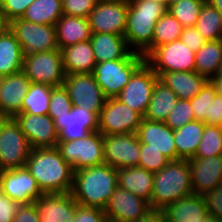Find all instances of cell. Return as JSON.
<instances>
[{"label":"cell","instance_id":"obj_1","mask_svg":"<svg viewBox=\"0 0 222 222\" xmlns=\"http://www.w3.org/2000/svg\"><path fill=\"white\" fill-rule=\"evenodd\" d=\"M26 168L43 193L72 191L74 170L56 147L31 149Z\"/></svg>","mask_w":222,"mask_h":222},{"label":"cell","instance_id":"obj_2","mask_svg":"<svg viewBox=\"0 0 222 222\" xmlns=\"http://www.w3.org/2000/svg\"><path fill=\"white\" fill-rule=\"evenodd\" d=\"M117 187V169L102 164L74 171L71 194L79 205L104 210Z\"/></svg>","mask_w":222,"mask_h":222},{"label":"cell","instance_id":"obj_3","mask_svg":"<svg viewBox=\"0 0 222 222\" xmlns=\"http://www.w3.org/2000/svg\"><path fill=\"white\" fill-rule=\"evenodd\" d=\"M168 7L153 0H131L128 2L126 30L128 46L146 57L152 51L153 30Z\"/></svg>","mask_w":222,"mask_h":222},{"label":"cell","instance_id":"obj_4","mask_svg":"<svg viewBox=\"0 0 222 222\" xmlns=\"http://www.w3.org/2000/svg\"><path fill=\"white\" fill-rule=\"evenodd\" d=\"M193 194L187 159L170 161L154 173L151 209L163 210L167 205Z\"/></svg>","mask_w":222,"mask_h":222},{"label":"cell","instance_id":"obj_5","mask_svg":"<svg viewBox=\"0 0 222 222\" xmlns=\"http://www.w3.org/2000/svg\"><path fill=\"white\" fill-rule=\"evenodd\" d=\"M145 63V57L132 51L126 58L97 63L93 75L106 98H116L133 74Z\"/></svg>","mask_w":222,"mask_h":222},{"label":"cell","instance_id":"obj_6","mask_svg":"<svg viewBox=\"0 0 222 222\" xmlns=\"http://www.w3.org/2000/svg\"><path fill=\"white\" fill-rule=\"evenodd\" d=\"M56 148L74 171L105 164L103 135L99 131L91 132L85 138L58 141Z\"/></svg>","mask_w":222,"mask_h":222},{"label":"cell","instance_id":"obj_7","mask_svg":"<svg viewBox=\"0 0 222 222\" xmlns=\"http://www.w3.org/2000/svg\"><path fill=\"white\" fill-rule=\"evenodd\" d=\"M22 71L31 83L63 86L65 73L60 49L24 55Z\"/></svg>","mask_w":222,"mask_h":222},{"label":"cell","instance_id":"obj_8","mask_svg":"<svg viewBox=\"0 0 222 222\" xmlns=\"http://www.w3.org/2000/svg\"><path fill=\"white\" fill-rule=\"evenodd\" d=\"M31 146L14 118H6L0 128V171L26 166Z\"/></svg>","mask_w":222,"mask_h":222},{"label":"cell","instance_id":"obj_9","mask_svg":"<svg viewBox=\"0 0 222 222\" xmlns=\"http://www.w3.org/2000/svg\"><path fill=\"white\" fill-rule=\"evenodd\" d=\"M145 63L157 74L171 71H195V52L180 39L153 49Z\"/></svg>","mask_w":222,"mask_h":222},{"label":"cell","instance_id":"obj_10","mask_svg":"<svg viewBox=\"0 0 222 222\" xmlns=\"http://www.w3.org/2000/svg\"><path fill=\"white\" fill-rule=\"evenodd\" d=\"M9 28L15 34L24 55L59 49L54 25L17 18L9 23Z\"/></svg>","mask_w":222,"mask_h":222},{"label":"cell","instance_id":"obj_11","mask_svg":"<svg viewBox=\"0 0 222 222\" xmlns=\"http://www.w3.org/2000/svg\"><path fill=\"white\" fill-rule=\"evenodd\" d=\"M143 116L117 98H107L98 116L102 135L136 133Z\"/></svg>","mask_w":222,"mask_h":222},{"label":"cell","instance_id":"obj_12","mask_svg":"<svg viewBox=\"0 0 222 222\" xmlns=\"http://www.w3.org/2000/svg\"><path fill=\"white\" fill-rule=\"evenodd\" d=\"M63 86L67 90L73 106L100 115L107 98L92 73L66 75Z\"/></svg>","mask_w":222,"mask_h":222},{"label":"cell","instance_id":"obj_13","mask_svg":"<svg viewBox=\"0 0 222 222\" xmlns=\"http://www.w3.org/2000/svg\"><path fill=\"white\" fill-rule=\"evenodd\" d=\"M128 1L98 0L88 20L92 33H110L124 36Z\"/></svg>","mask_w":222,"mask_h":222},{"label":"cell","instance_id":"obj_14","mask_svg":"<svg viewBox=\"0 0 222 222\" xmlns=\"http://www.w3.org/2000/svg\"><path fill=\"white\" fill-rule=\"evenodd\" d=\"M158 80V75L144 63L133 74L116 98L144 117L149 107L155 83Z\"/></svg>","mask_w":222,"mask_h":222},{"label":"cell","instance_id":"obj_15","mask_svg":"<svg viewBox=\"0 0 222 222\" xmlns=\"http://www.w3.org/2000/svg\"><path fill=\"white\" fill-rule=\"evenodd\" d=\"M105 164L113 168L138 166L140 142L136 133L103 135Z\"/></svg>","mask_w":222,"mask_h":222},{"label":"cell","instance_id":"obj_16","mask_svg":"<svg viewBox=\"0 0 222 222\" xmlns=\"http://www.w3.org/2000/svg\"><path fill=\"white\" fill-rule=\"evenodd\" d=\"M0 186L4 195L21 204H33L43 195L26 166L0 171Z\"/></svg>","mask_w":222,"mask_h":222},{"label":"cell","instance_id":"obj_17","mask_svg":"<svg viewBox=\"0 0 222 222\" xmlns=\"http://www.w3.org/2000/svg\"><path fill=\"white\" fill-rule=\"evenodd\" d=\"M58 141H72L85 138L98 131V115L84 108L73 106L71 111L54 119Z\"/></svg>","mask_w":222,"mask_h":222},{"label":"cell","instance_id":"obj_18","mask_svg":"<svg viewBox=\"0 0 222 222\" xmlns=\"http://www.w3.org/2000/svg\"><path fill=\"white\" fill-rule=\"evenodd\" d=\"M25 134L31 149L54 148L58 143V133L54 120L48 115L19 113L14 117Z\"/></svg>","mask_w":222,"mask_h":222},{"label":"cell","instance_id":"obj_19","mask_svg":"<svg viewBox=\"0 0 222 222\" xmlns=\"http://www.w3.org/2000/svg\"><path fill=\"white\" fill-rule=\"evenodd\" d=\"M151 210L149 203L133 193L117 187L104 213L109 222H135Z\"/></svg>","mask_w":222,"mask_h":222},{"label":"cell","instance_id":"obj_20","mask_svg":"<svg viewBox=\"0 0 222 222\" xmlns=\"http://www.w3.org/2000/svg\"><path fill=\"white\" fill-rule=\"evenodd\" d=\"M31 81L23 71L0 77V116L14 118L21 113Z\"/></svg>","mask_w":222,"mask_h":222},{"label":"cell","instance_id":"obj_21","mask_svg":"<svg viewBox=\"0 0 222 222\" xmlns=\"http://www.w3.org/2000/svg\"><path fill=\"white\" fill-rule=\"evenodd\" d=\"M136 134L140 144H146V149L160 151L170 161L177 160L174 130L164 122L149 121L143 118Z\"/></svg>","mask_w":222,"mask_h":222},{"label":"cell","instance_id":"obj_22","mask_svg":"<svg viewBox=\"0 0 222 222\" xmlns=\"http://www.w3.org/2000/svg\"><path fill=\"white\" fill-rule=\"evenodd\" d=\"M194 194L204 195L222 184V155L188 159Z\"/></svg>","mask_w":222,"mask_h":222},{"label":"cell","instance_id":"obj_23","mask_svg":"<svg viewBox=\"0 0 222 222\" xmlns=\"http://www.w3.org/2000/svg\"><path fill=\"white\" fill-rule=\"evenodd\" d=\"M39 213L40 222H71L75 213L77 202L71 192L43 193L34 201Z\"/></svg>","mask_w":222,"mask_h":222},{"label":"cell","instance_id":"obj_24","mask_svg":"<svg viewBox=\"0 0 222 222\" xmlns=\"http://www.w3.org/2000/svg\"><path fill=\"white\" fill-rule=\"evenodd\" d=\"M162 211L166 222H203L209 214L203 195L194 193L167 205Z\"/></svg>","mask_w":222,"mask_h":222},{"label":"cell","instance_id":"obj_25","mask_svg":"<svg viewBox=\"0 0 222 222\" xmlns=\"http://www.w3.org/2000/svg\"><path fill=\"white\" fill-rule=\"evenodd\" d=\"M65 75L93 73L97 64L90 40L61 49Z\"/></svg>","mask_w":222,"mask_h":222},{"label":"cell","instance_id":"obj_26","mask_svg":"<svg viewBox=\"0 0 222 222\" xmlns=\"http://www.w3.org/2000/svg\"><path fill=\"white\" fill-rule=\"evenodd\" d=\"M159 81L169 87L178 99L190 100L196 96L208 81L196 71H171L160 73Z\"/></svg>","mask_w":222,"mask_h":222},{"label":"cell","instance_id":"obj_27","mask_svg":"<svg viewBox=\"0 0 222 222\" xmlns=\"http://www.w3.org/2000/svg\"><path fill=\"white\" fill-rule=\"evenodd\" d=\"M118 187L151 203L154 173L134 166L117 169Z\"/></svg>","mask_w":222,"mask_h":222},{"label":"cell","instance_id":"obj_28","mask_svg":"<svg viewBox=\"0 0 222 222\" xmlns=\"http://www.w3.org/2000/svg\"><path fill=\"white\" fill-rule=\"evenodd\" d=\"M96 63L126 58L133 50L124 36L110 33H92L90 39Z\"/></svg>","mask_w":222,"mask_h":222},{"label":"cell","instance_id":"obj_29","mask_svg":"<svg viewBox=\"0 0 222 222\" xmlns=\"http://www.w3.org/2000/svg\"><path fill=\"white\" fill-rule=\"evenodd\" d=\"M56 36L59 49L91 39V28L87 17L62 15L56 22Z\"/></svg>","mask_w":222,"mask_h":222},{"label":"cell","instance_id":"obj_30","mask_svg":"<svg viewBox=\"0 0 222 222\" xmlns=\"http://www.w3.org/2000/svg\"><path fill=\"white\" fill-rule=\"evenodd\" d=\"M24 54L15 34L8 28L0 35V77L22 71Z\"/></svg>","mask_w":222,"mask_h":222},{"label":"cell","instance_id":"obj_31","mask_svg":"<svg viewBox=\"0 0 222 222\" xmlns=\"http://www.w3.org/2000/svg\"><path fill=\"white\" fill-rule=\"evenodd\" d=\"M205 123L194 120L174 130L177 160L190 159L195 156L203 136Z\"/></svg>","mask_w":222,"mask_h":222},{"label":"cell","instance_id":"obj_32","mask_svg":"<svg viewBox=\"0 0 222 222\" xmlns=\"http://www.w3.org/2000/svg\"><path fill=\"white\" fill-rule=\"evenodd\" d=\"M195 71L208 80L222 71V40L207 41L195 53Z\"/></svg>","mask_w":222,"mask_h":222},{"label":"cell","instance_id":"obj_33","mask_svg":"<svg viewBox=\"0 0 222 222\" xmlns=\"http://www.w3.org/2000/svg\"><path fill=\"white\" fill-rule=\"evenodd\" d=\"M177 101V95L158 80L155 83L149 107L144 118L149 121L165 122Z\"/></svg>","mask_w":222,"mask_h":222},{"label":"cell","instance_id":"obj_34","mask_svg":"<svg viewBox=\"0 0 222 222\" xmlns=\"http://www.w3.org/2000/svg\"><path fill=\"white\" fill-rule=\"evenodd\" d=\"M62 15V0H35L26 9L22 19L37 24L55 26Z\"/></svg>","mask_w":222,"mask_h":222},{"label":"cell","instance_id":"obj_35","mask_svg":"<svg viewBox=\"0 0 222 222\" xmlns=\"http://www.w3.org/2000/svg\"><path fill=\"white\" fill-rule=\"evenodd\" d=\"M195 28L206 41L222 40V14L208 1H205Z\"/></svg>","mask_w":222,"mask_h":222},{"label":"cell","instance_id":"obj_36","mask_svg":"<svg viewBox=\"0 0 222 222\" xmlns=\"http://www.w3.org/2000/svg\"><path fill=\"white\" fill-rule=\"evenodd\" d=\"M51 86L41 83H31L24 97L21 113L46 115L49 110Z\"/></svg>","mask_w":222,"mask_h":222},{"label":"cell","instance_id":"obj_37","mask_svg":"<svg viewBox=\"0 0 222 222\" xmlns=\"http://www.w3.org/2000/svg\"><path fill=\"white\" fill-rule=\"evenodd\" d=\"M184 27L168 11L156 22L153 30L152 50L180 39Z\"/></svg>","mask_w":222,"mask_h":222},{"label":"cell","instance_id":"obj_38","mask_svg":"<svg viewBox=\"0 0 222 222\" xmlns=\"http://www.w3.org/2000/svg\"><path fill=\"white\" fill-rule=\"evenodd\" d=\"M206 0H181L168 6L167 11L174 16L181 25L193 27L196 24L201 7Z\"/></svg>","mask_w":222,"mask_h":222},{"label":"cell","instance_id":"obj_39","mask_svg":"<svg viewBox=\"0 0 222 222\" xmlns=\"http://www.w3.org/2000/svg\"><path fill=\"white\" fill-rule=\"evenodd\" d=\"M222 155V127L205 124L203 136L193 158Z\"/></svg>","mask_w":222,"mask_h":222},{"label":"cell","instance_id":"obj_40","mask_svg":"<svg viewBox=\"0 0 222 222\" xmlns=\"http://www.w3.org/2000/svg\"><path fill=\"white\" fill-rule=\"evenodd\" d=\"M194 120L195 117L190 101L185 99H178L175 107L167 116L164 123L172 130H175Z\"/></svg>","mask_w":222,"mask_h":222},{"label":"cell","instance_id":"obj_41","mask_svg":"<svg viewBox=\"0 0 222 222\" xmlns=\"http://www.w3.org/2000/svg\"><path fill=\"white\" fill-rule=\"evenodd\" d=\"M216 93L214 85L208 80L202 87L201 91L190 99L191 107L195 120L204 121L206 115H209L210 97H214Z\"/></svg>","mask_w":222,"mask_h":222},{"label":"cell","instance_id":"obj_42","mask_svg":"<svg viewBox=\"0 0 222 222\" xmlns=\"http://www.w3.org/2000/svg\"><path fill=\"white\" fill-rule=\"evenodd\" d=\"M73 105L64 86L53 87L49 102L48 115L54 120L57 116H63L71 111Z\"/></svg>","mask_w":222,"mask_h":222},{"label":"cell","instance_id":"obj_43","mask_svg":"<svg viewBox=\"0 0 222 222\" xmlns=\"http://www.w3.org/2000/svg\"><path fill=\"white\" fill-rule=\"evenodd\" d=\"M169 162L170 160L160 151L155 149H146V144H140V158L138 167L155 173L164 168Z\"/></svg>","mask_w":222,"mask_h":222},{"label":"cell","instance_id":"obj_44","mask_svg":"<svg viewBox=\"0 0 222 222\" xmlns=\"http://www.w3.org/2000/svg\"><path fill=\"white\" fill-rule=\"evenodd\" d=\"M97 2L98 0H62L63 14L88 18Z\"/></svg>","mask_w":222,"mask_h":222},{"label":"cell","instance_id":"obj_45","mask_svg":"<svg viewBox=\"0 0 222 222\" xmlns=\"http://www.w3.org/2000/svg\"><path fill=\"white\" fill-rule=\"evenodd\" d=\"M35 0H0L1 10L4 12L6 20L10 23L12 20L22 18L26 9Z\"/></svg>","mask_w":222,"mask_h":222},{"label":"cell","instance_id":"obj_46","mask_svg":"<svg viewBox=\"0 0 222 222\" xmlns=\"http://www.w3.org/2000/svg\"><path fill=\"white\" fill-rule=\"evenodd\" d=\"M104 210L96 207L76 205V213L71 222H107Z\"/></svg>","mask_w":222,"mask_h":222},{"label":"cell","instance_id":"obj_47","mask_svg":"<svg viewBox=\"0 0 222 222\" xmlns=\"http://www.w3.org/2000/svg\"><path fill=\"white\" fill-rule=\"evenodd\" d=\"M21 205L4 195L0 186V222H13Z\"/></svg>","mask_w":222,"mask_h":222},{"label":"cell","instance_id":"obj_48","mask_svg":"<svg viewBox=\"0 0 222 222\" xmlns=\"http://www.w3.org/2000/svg\"><path fill=\"white\" fill-rule=\"evenodd\" d=\"M207 210L222 220V184L203 195Z\"/></svg>","mask_w":222,"mask_h":222},{"label":"cell","instance_id":"obj_49","mask_svg":"<svg viewBox=\"0 0 222 222\" xmlns=\"http://www.w3.org/2000/svg\"><path fill=\"white\" fill-rule=\"evenodd\" d=\"M207 125L222 127V95L215 93L214 97H210L209 115L203 121Z\"/></svg>","mask_w":222,"mask_h":222},{"label":"cell","instance_id":"obj_50","mask_svg":"<svg viewBox=\"0 0 222 222\" xmlns=\"http://www.w3.org/2000/svg\"><path fill=\"white\" fill-rule=\"evenodd\" d=\"M180 40L195 53L207 42L195 26L185 27L180 36Z\"/></svg>","mask_w":222,"mask_h":222},{"label":"cell","instance_id":"obj_51","mask_svg":"<svg viewBox=\"0 0 222 222\" xmlns=\"http://www.w3.org/2000/svg\"><path fill=\"white\" fill-rule=\"evenodd\" d=\"M13 222H40L35 204H22Z\"/></svg>","mask_w":222,"mask_h":222},{"label":"cell","instance_id":"obj_52","mask_svg":"<svg viewBox=\"0 0 222 222\" xmlns=\"http://www.w3.org/2000/svg\"><path fill=\"white\" fill-rule=\"evenodd\" d=\"M135 222H166V220L162 210L151 209Z\"/></svg>","mask_w":222,"mask_h":222},{"label":"cell","instance_id":"obj_53","mask_svg":"<svg viewBox=\"0 0 222 222\" xmlns=\"http://www.w3.org/2000/svg\"><path fill=\"white\" fill-rule=\"evenodd\" d=\"M210 82L214 85L216 92L222 95V71L212 77Z\"/></svg>","mask_w":222,"mask_h":222},{"label":"cell","instance_id":"obj_54","mask_svg":"<svg viewBox=\"0 0 222 222\" xmlns=\"http://www.w3.org/2000/svg\"><path fill=\"white\" fill-rule=\"evenodd\" d=\"M9 28V22L6 20L4 16V12L0 7V35L3 34Z\"/></svg>","mask_w":222,"mask_h":222},{"label":"cell","instance_id":"obj_55","mask_svg":"<svg viewBox=\"0 0 222 222\" xmlns=\"http://www.w3.org/2000/svg\"><path fill=\"white\" fill-rule=\"evenodd\" d=\"M222 14V0H206Z\"/></svg>","mask_w":222,"mask_h":222},{"label":"cell","instance_id":"obj_56","mask_svg":"<svg viewBox=\"0 0 222 222\" xmlns=\"http://www.w3.org/2000/svg\"><path fill=\"white\" fill-rule=\"evenodd\" d=\"M203 222H222L218 217L208 214V216L203 220Z\"/></svg>","mask_w":222,"mask_h":222},{"label":"cell","instance_id":"obj_57","mask_svg":"<svg viewBox=\"0 0 222 222\" xmlns=\"http://www.w3.org/2000/svg\"><path fill=\"white\" fill-rule=\"evenodd\" d=\"M178 1H181V0H167V7L175 2H178Z\"/></svg>","mask_w":222,"mask_h":222},{"label":"cell","instance_id":"obj_58","mask_svg":"<svg viewBox=\"0 0 222 222\" xmlns=\"http://www.w3.org/2000/svg\"><path fill=\"white\" fill-rule=\"evenodd\" d=\"M153 1L158 2V3H162L167 6V0H153Z\"/></svg>","mask_w":222,"mask_h":222},{"label":"cell","instance_id":"obj_59","mask_svg":"<svg viewBox=\"0 0 222 222\" xmlns=\"http://www.w3.org/2000/svg\"><path fill=\"white\" fill-rule=\"evenodd\" d=\"M5 117L0 116V128H1V123L5 120Z\"/></svg>","mask_w":222,"mask_h":222}]
</instances>
